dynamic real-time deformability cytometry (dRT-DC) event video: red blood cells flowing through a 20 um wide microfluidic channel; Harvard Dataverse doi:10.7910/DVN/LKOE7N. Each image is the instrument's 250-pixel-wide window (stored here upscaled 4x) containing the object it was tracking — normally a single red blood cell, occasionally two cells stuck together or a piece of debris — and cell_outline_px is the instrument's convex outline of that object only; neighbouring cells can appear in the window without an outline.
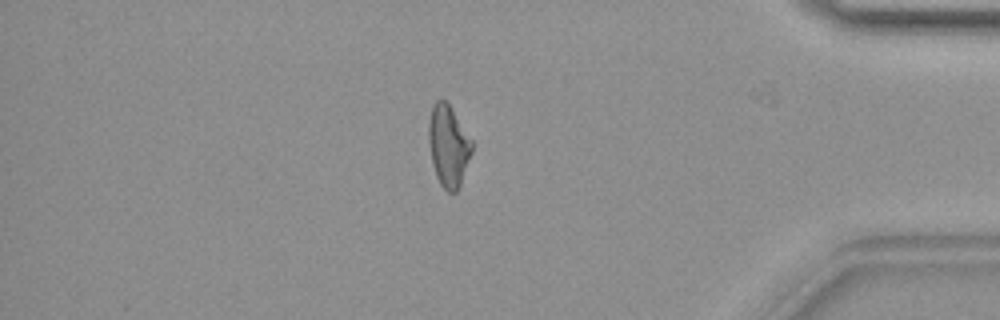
{"species": "common noctule bat (a hibernating species)", "species_latin": "Nyctalus noctula", "temperature_condition": "warm", "stored_images_in_passage": 42, "camera_frame_rate_fps": 3000, "um_per_image_px": 0.085, "animal": {"sex": "female", "body_mass_g": 19.9}, "frame": {"image": 1, "passage_image": 36, "time_ms": 11.667, "image_size_px": [1000, 320], "cell_outline_px": [[472, 152], [460, 188], [456, 192], [448, 192], [440, 184], [436, 176], [432, 164], [428, 144], [428, 120], [432, 104], [436, 100], [444, 100], [448, 104], [472, 140]], "centroid_in_image_um": [38.09, 12.42], "position_along_channel_um": 397.1, "area_um2": 20.69}}